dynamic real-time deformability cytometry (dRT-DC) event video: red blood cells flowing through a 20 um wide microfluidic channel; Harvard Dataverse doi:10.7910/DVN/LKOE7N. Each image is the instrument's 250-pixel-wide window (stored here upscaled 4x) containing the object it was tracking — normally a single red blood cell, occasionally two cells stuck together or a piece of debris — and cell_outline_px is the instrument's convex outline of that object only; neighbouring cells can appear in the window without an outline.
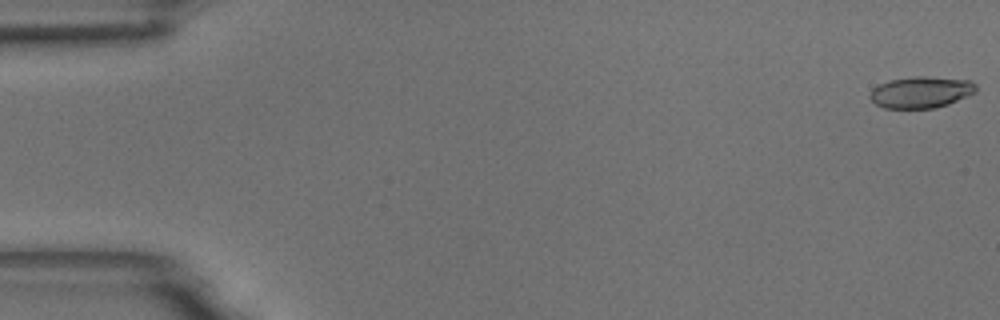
{"species": "common noctule bat (a hibernating species)", "species_latin": "Nyctalus noctula", "temperature_condition": "room temperature", "stored_images_in_passage": 7, "camera_frame_rate_fps": 3000, "um_per_image_px": 0.085, "animal": {"sex": "male", "body_mass_g": 18.8}, "frame": {"image": 1, "passage_image": 1, "time_ms": 0.0, "image_size_px": [1000, 320], "cell_outline_px": [[976, 92], [948, 104], [936, 108], [884, 108], [876, 104], [868, 96], [872, 88], [888, 80], [912, 76], [924, 76], [972, 80], [976, 84]], "centroid_in_image_um": [78.28, 7.83], "position_along_channel_um": 6.7, "area_um2": 19.59}}
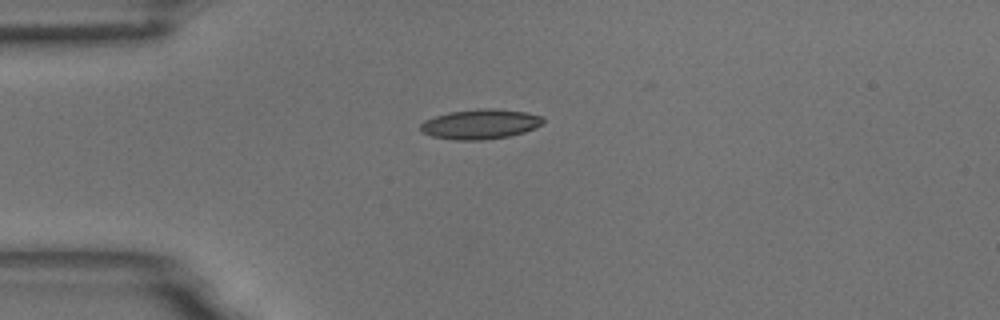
{"frame": {"image": 2, "passage_image": 5, "time_ms": 1.333, "image_size_px": [1000, 320], "cell_outline_px": [[544, 120], [536, 128], [524, 132], [508, 136], [484, 140], [452, 140], [432, 136], [424, 132], [420, 128], [420, 124], [424, 120], [448, 112], [480, 108], [496, 108], [524, 112], [544, 116]], "centroid_in_image_um": [40.83, 10.54], "position_along_channel_um": 44.2, "area_um2": 21.39}}